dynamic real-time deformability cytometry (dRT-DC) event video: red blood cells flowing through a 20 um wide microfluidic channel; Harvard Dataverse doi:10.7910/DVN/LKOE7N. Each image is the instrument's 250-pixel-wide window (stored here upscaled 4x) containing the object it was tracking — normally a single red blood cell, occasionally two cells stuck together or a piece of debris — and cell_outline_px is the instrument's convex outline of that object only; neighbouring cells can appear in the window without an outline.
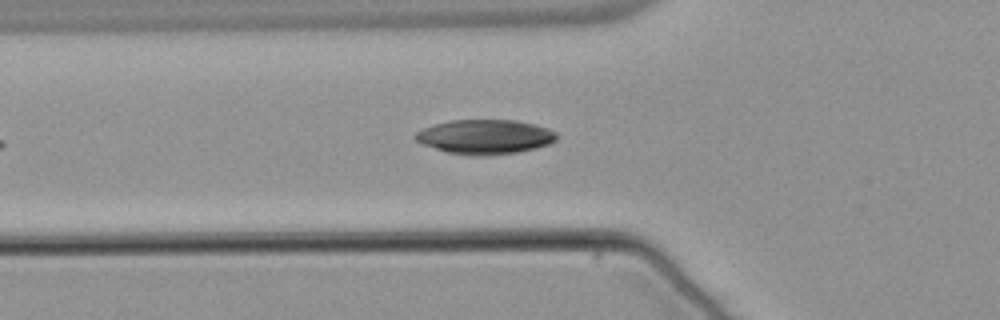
{"species": "common noctule bat (a hibernating species)", "species_latin": "Nyctalus noctula", "temperature_condition": "warm", "stored_images_in_passage": 22, "camera_frame_rate_fps": 3000, "um_per_image_px": 0.085, "animal": {"sex": "male", "body_mass_g": 21.5, "forearm_length_mm": 52.0}, "frame": {"image": 1, "passage_image": 2, "time_ms": 0.333, "image_size_px": [1000, 320], "cell_outline_px": [[556, 140], [548, 144], [536, 148], [520, 152], [492, 156], [472, 156], [448, 152], [424, 144], [416, 140], [412, 136], [416, 132], [424, 128], [436, 124], [452, 120], [516, 120], [548, 128], [556, 132]], "centroid_in_image_um": [41.24, 11.64], "position_along_channel_um": 84.6, "area_um2": 28.38}}
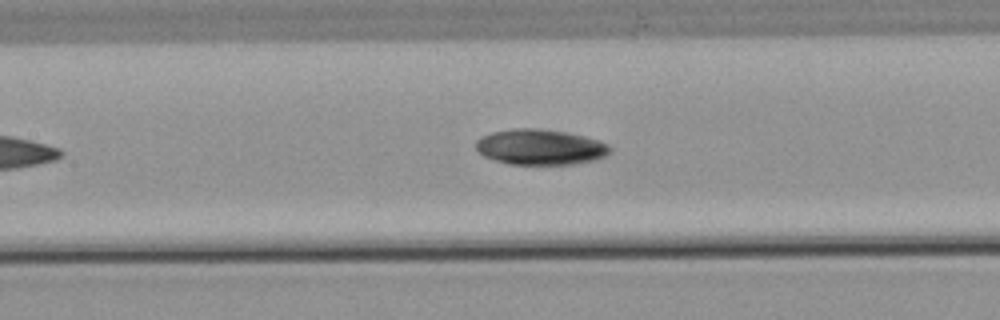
{"frame": {"image": 2, "passage_image": 8, "time_ms": 2.333, "image_size_px": [1000, 320], "cell_outline_px": [[612, 152], [596, 160], [572, 164], [508, 164], [484, 156], [476, 152], [476, 140], [492, 132], [512, 128], [540, 128], [568, 132], [584, 136], [608, 144], [612, 148]], "centroid_in_image_um": [45.93, 12.49], "position_along_channel_um": 161.5, "area_um2": 27.92}}
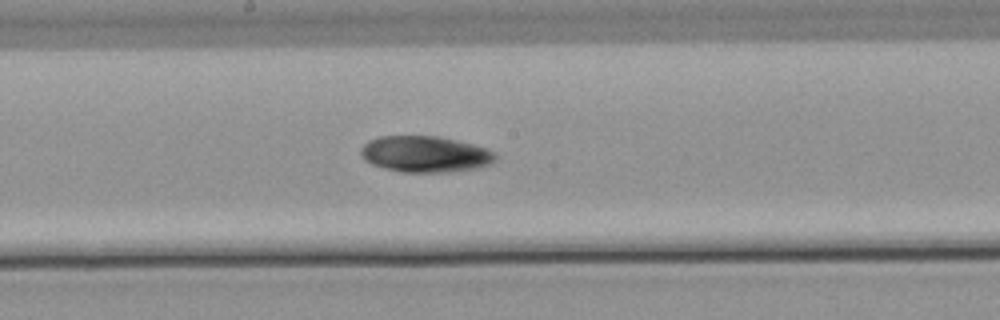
{"frame": {"image": 3, "passage_image": 12, "time_ms": 3.667, "image_size_px": [1000, 320], "cell_outline_px": [[496, 160], [492, 164], [476, 168], [448, 172], [404, 172], [384, 168], [372, 164], [364, 160], [360, 156], [360, 148], [368, 140], [380, 136], [440, 136], [472, 144], [496, 152]], "centroid_in_image_um": [36.12, 13.1], "position_along_channel_um": 212.1, "area_um2": 28.55}}